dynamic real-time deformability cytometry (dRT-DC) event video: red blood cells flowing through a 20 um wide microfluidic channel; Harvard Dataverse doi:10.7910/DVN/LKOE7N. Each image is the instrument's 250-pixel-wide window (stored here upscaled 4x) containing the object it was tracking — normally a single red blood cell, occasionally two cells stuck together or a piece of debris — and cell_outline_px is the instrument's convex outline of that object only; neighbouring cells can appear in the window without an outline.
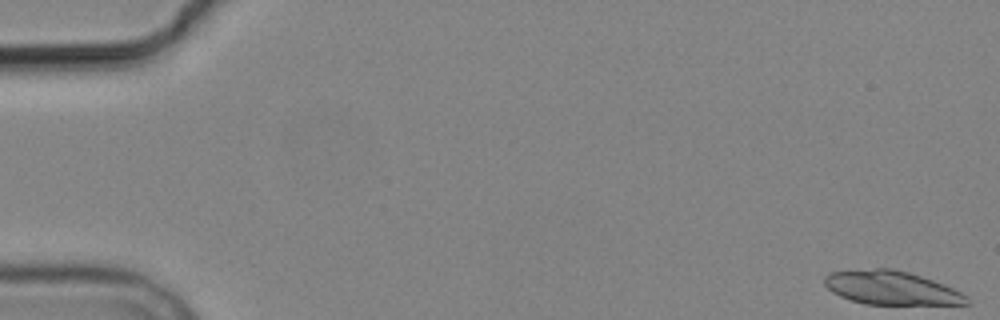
{"species": "common noctule bat (a hibernating species)", "species_latin": "Nyctalus noctula", "temperature_condition": "cold", "stored_images_in_passage": 7, "camera_frame_rate_fps": 3000, "um_per_image_px": 0.085, "animal": {"sex": "male", "body_mass_g": 19.2, "forearm_length_mm": 51.8}, "frame": {"image": 1, "passage_image": 1, "time_ms": 0.0, "image_size_px": [1000, 320], "cell_outline_px": [[972, 304], [864, 304], [840, 296], [832, 292], [824, 284], [824, 276], [828, 272], [876, 268], [892, 268], [908, 272], [944, 284], [968, 296], [972, 300]], "centroid_in_image_um": [75.77, 24.47], "position_along_channel_um": 9.2, "area_um2": 27.92}}
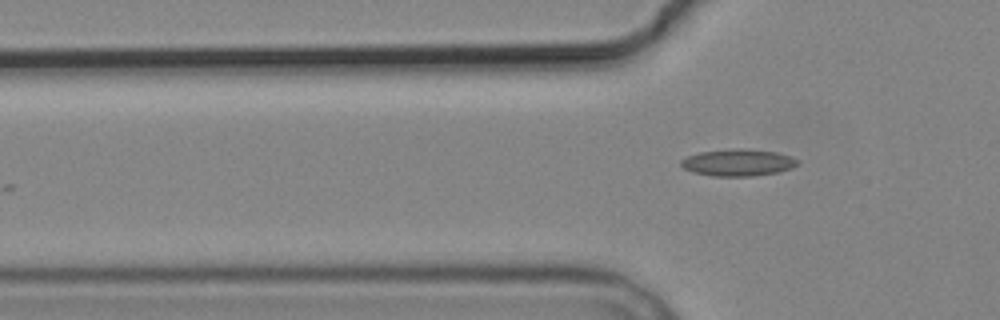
{"frame": {"image": 2, "passage_image": 7, "time_ms": 8.333, "image_size_px": [1000, 320], "cell_outline_px": [[800, 164], [792, 168], [776, 172], [752, 176], [712, 176], [692, 172], [684, 168], [680, 164], [680, 160], [688, 156], [700, 152], [732, 148], [744, 148], [776, 152], [792, 156], [800, 160]], "centroid_in_image_um": [62.76, 13.81], "position_along_channel_um": 63.0, "area_um2": 18.44}}